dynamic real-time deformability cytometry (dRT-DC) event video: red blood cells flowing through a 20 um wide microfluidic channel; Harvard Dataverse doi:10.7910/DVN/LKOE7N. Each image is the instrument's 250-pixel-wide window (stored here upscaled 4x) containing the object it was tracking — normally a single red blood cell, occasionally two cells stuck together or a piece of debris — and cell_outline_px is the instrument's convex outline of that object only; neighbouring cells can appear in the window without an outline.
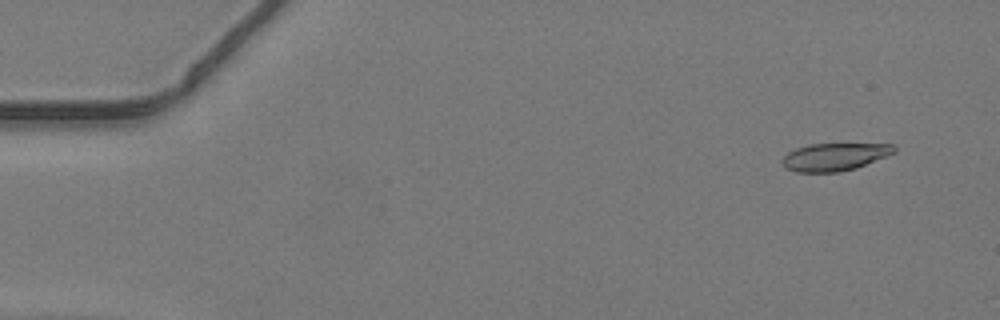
{"species": "common noctule bat (a hibernating species)", "species_latin": "Nyctalus noctula", "temperature_condition": "warm", "stored_images_in_passage": 43, "camera_frame_rate_fps": 3000, "um_per_image_px": 0.085, "animal": {"sex": "male", "body_mass_g": 19.2, "forearm_length_mm": 51.8}, "frame": {"image": 1, "passage_image": 4, "time_ms": 1.0, "image_size_px": [1000, 320], "cell_outline_px": [[896, 152], [888, 156], [856, 168], [840, 172], [796, 172], [784, 168], [780, 160], [788, 152], [796, 148], [812, 144], [892, 144], [896, 148]], "centroid_in_image_um": [70.93, 13.34], "position_along_channel_um": 14.1, "area_um2": 18.15}}
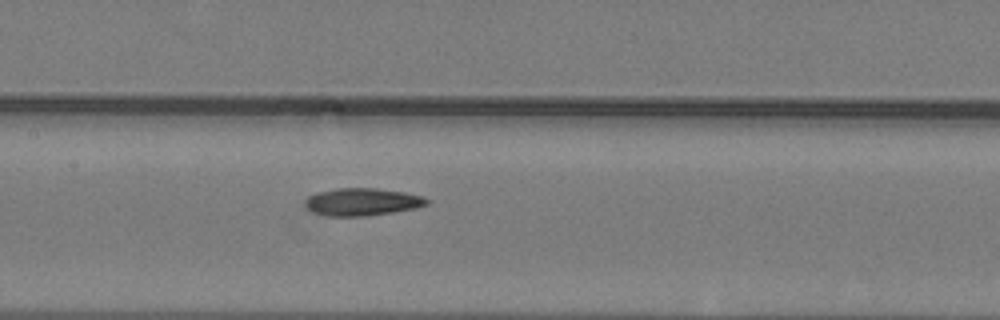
{"frame": {"image": 2, "passage_image": 24, "time_ms": 7.667, "image_size_px": [1000, 320], "cell_outline_px": [[428, 204], [416, 208], [368, 216], [328, 216], [312, 212], [304, 204], [304, 200], [308, 196], [316, 192], [336, 188], [376, 188], [404, 192], [424, 196], [428, 200]], "centroid_in_image_um": [30.76, 17.15], "position_along_channel_um": 176.6, "area_um2": 19.65}}
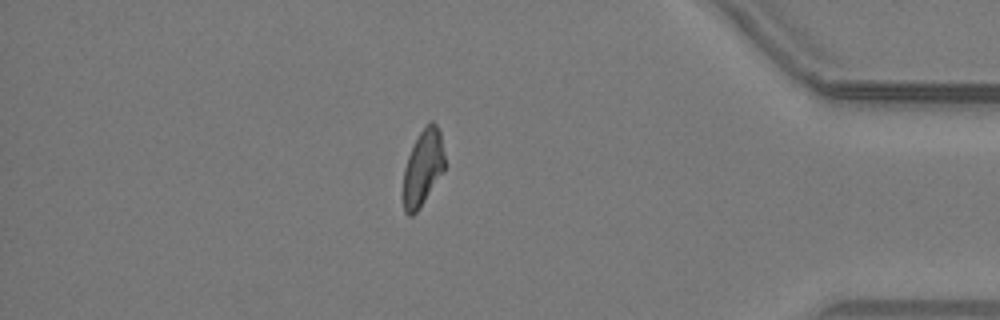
{"frame": {"image": 3, "passage_image": 42, "time_ms": 13.667, "image_size_px": [1000, 320], "cell_outline_px": [[444, 168], [424, 200], [416, 212], [412, 216], [408, 216], [404, 212], [404, 168], [408, 156], [420, 132], [428, 120], [432, 120], [436, 124], [440, 132], [444, 156]], "centroid_in_image_um": [35.94, 14.21], "position_along_channel_um": 399.3, "area_um2": 17.8}}